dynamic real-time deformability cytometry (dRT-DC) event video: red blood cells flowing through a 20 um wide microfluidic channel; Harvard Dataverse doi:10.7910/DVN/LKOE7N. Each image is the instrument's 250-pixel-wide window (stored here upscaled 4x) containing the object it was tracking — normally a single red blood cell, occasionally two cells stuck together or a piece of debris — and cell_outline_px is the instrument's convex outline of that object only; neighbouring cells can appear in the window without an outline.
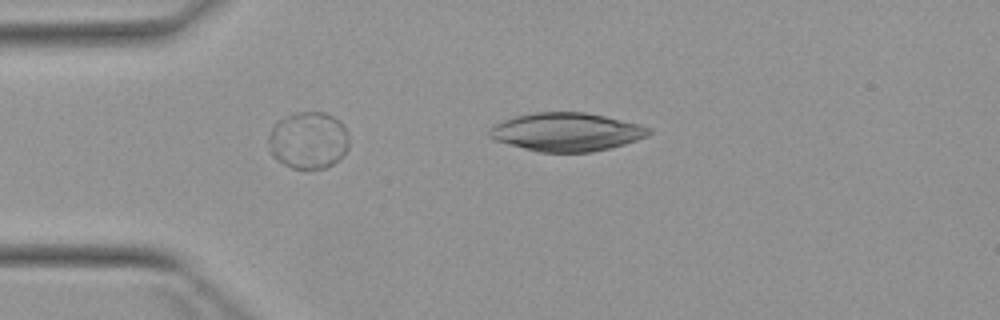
{"species": "Egyptian fruit bat (a non-hibernating species)", "species_latin": "Rousettus aegyptiacus", "temperature_condition": "warm", "stored_images_in_passage": 4, "camera_frame_rate_fps": 3000, "um_per_image_px": 0.085, "animal": {"sex": "female"}, "frame": {"image": 1, "passage_image": 3, "time_ms": 2.667, "image_size_px": [1000, 320], "cell_outline_px": [[652, 132], [648, 136], [624, 144], [592, 152], [540, 152], [492, 140], [488, 136], [488, 132], [492, 124], [516, 116], [536, 112], [584, 112], [604, 116], [640, 124], [652, 128]], "centroid_in_image_um": [48.14, 11.21], "position_along_channel_um": 36.9, "area_um2": 35.66}}